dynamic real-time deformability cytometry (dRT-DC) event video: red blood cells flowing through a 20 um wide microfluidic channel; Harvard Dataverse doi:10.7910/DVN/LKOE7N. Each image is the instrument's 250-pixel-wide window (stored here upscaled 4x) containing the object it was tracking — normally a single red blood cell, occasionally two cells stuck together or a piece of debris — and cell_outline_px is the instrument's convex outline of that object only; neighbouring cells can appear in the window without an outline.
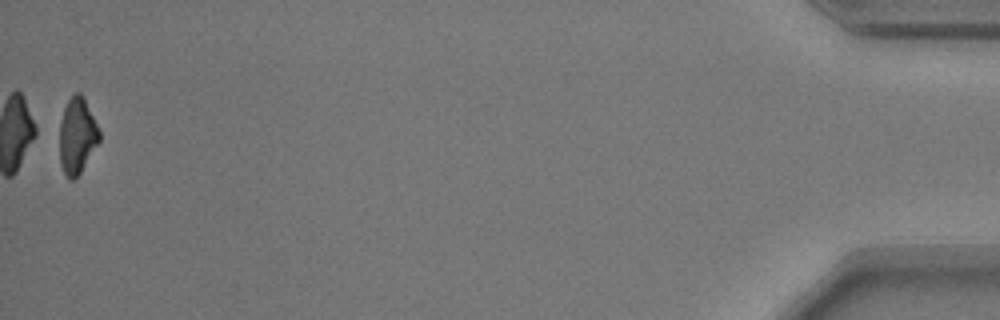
{"species": "common noctule bat (a hibernating species)", "species_latin": "Nyctalus noctula", "temperature_condition": "warm", "stored_images_in_passage": 38, "camera_frame_rate_fps": 3000, "um_per_image_px": 0.085, "animal": {"sex": "male", "body_mass_g": 17.9}, "frame": {"image": 1, "passage_image": 38, "time_ms": 12.333, "image_size_px": [1000, 320], "cell_outline_px": [[100, 140], [80, 172], [72, 180], [64, 172], [60, 164], [60, 124], [64, 108], [68, 100], [76, 92], [80, 92], [84, 96], [100, 132]], "centroid_in_image_um": [6.56, 11.5], "position_along_channel_um": 428.6, "area_um2": 17.28}, "authors_computed_cell_mechanics": {"area_um2": 19.4786, "velocity_mm_per_s": 3.7253, "shape_relaxation_time_tau1_ms": 3.1392, "shape_relaxation_time_tau2_ms": 7.2498, "deformation_change_tau1": 0.1418, "deformation_change_tau2": 0.1581}}